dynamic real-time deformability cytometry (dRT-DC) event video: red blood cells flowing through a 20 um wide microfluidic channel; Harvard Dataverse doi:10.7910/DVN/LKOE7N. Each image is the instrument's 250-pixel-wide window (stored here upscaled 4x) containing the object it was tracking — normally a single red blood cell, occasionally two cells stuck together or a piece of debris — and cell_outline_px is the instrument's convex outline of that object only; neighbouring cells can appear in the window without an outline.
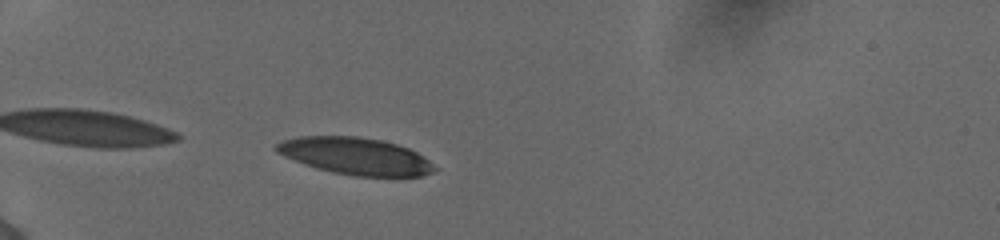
{"species": "human", "species_latin": "Homo sapiens", "temperature_condition": "cold", "stored_images_in_passage": 37, "camera_frame_rate_fps": 3000, "um_per_image_px": 0.085, "donor": {"sex": "female"}, "frame": {"image": 1, "passage_image": 3, "time_ms": 0.667, "image_size_px": [1000, 240], "cell_outline_px": [[440, 168], [432, 172], [420, 176], [352, 176], [332, 172], [316, 168], [304, 164], [284, 156], [276, 152], [272, 148], [280, 140], [300, 136], [356, 136], [380, 140], [396, 144], [408, 148], [416, 152]], "centroid_in_image_um": [30.18, 13.27], "position_along_channel_um": 54.8, "area_um2": 34.22}}
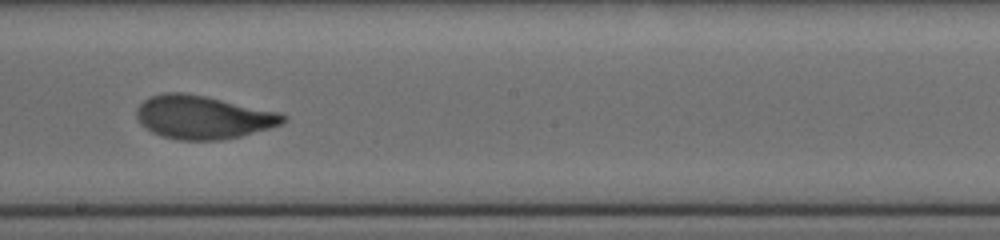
{"frame": {"image": 2, "passage_image": 19, "time_ms": 6.0, "image_size_px": [1000, 240], "cell_outline_px": [[288, 120], [284, 124], [240, 136], [220, 140], [180, 140], [160, 136], [152, 132], [140, 124], [136, 116], [136, 108], [148, 96], [164, 92], [184, 92], [204, 96], [276, 112], [288, 116]], "centroid_in_image_um": [17.21, 9.97], "position_along_channel_um": 231.0, "area_um2": 36.93}}
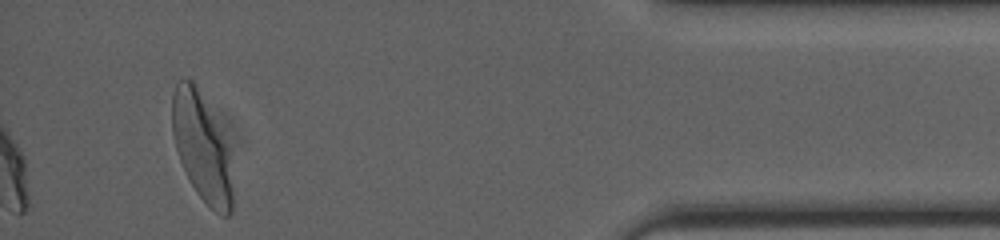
{"frame": {"image": 3, "passage_image": 37, "time_ms": 12.0, "image_size_px": [1000, 240], "cell_outline_px": [[232, 212], [228, 216], [220, 216], [196, 192], [180, 160], [176, 148], [172, 132], [172, 96], [176, 80], [184, 76], [192, 80], [228, 148], [232, 188]], "centroid_in_image_um": [17.11, 12.54], "position_along_channel_um": 418.1, "area_um2": 36.82}, "authors_computed_cell_mechanics": {"area_um2": 36.2406, "velocity_mm_per_s": 3.8703, "shape_relaxation_time_tau1_ms": 3.9258, "shape_relaxation_time_tau2_ms": 0.9246, "deformation_change_tau1": 0.1891, "deformation_change_tau2": 0.0691}}